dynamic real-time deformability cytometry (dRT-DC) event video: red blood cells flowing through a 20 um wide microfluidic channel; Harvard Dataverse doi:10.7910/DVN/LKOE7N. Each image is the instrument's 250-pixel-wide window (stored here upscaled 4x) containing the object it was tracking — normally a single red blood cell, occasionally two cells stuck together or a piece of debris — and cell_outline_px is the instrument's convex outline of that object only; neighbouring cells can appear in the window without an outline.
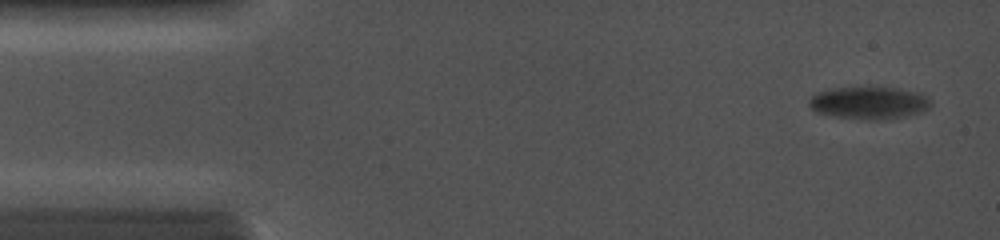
{"species": "common noctule bat (a hibernating species)", "species_latin": "Nyctalus noctula", "temperature_condition": "cold", "stored_images_in_passage": 33, "camera_frame_rate_fps": 5000, "um_per_image_px": 0.085, "animal": {"sex": "female", "body_mass_g": 19.0, "forearm_length_mm": 56.7}, "frame": {"image": 1, "passage_image": 1, "time_ms": 0.0, "image_size_px": [1000, 240], "cell_outline_px": [[932, 104], [928, 108], [920, 112], [904, 116], [876, 120], [872, 120], [836, 116], [816, 112], [808, 104], [808, 100], [816, 92], [832, 88], [900, 88], [916, 92], [932, 100]], "centroid_in_image_um": [73.85, 8.74], "position_along_channel_um": 11.1, "area_um2": 22.66}}
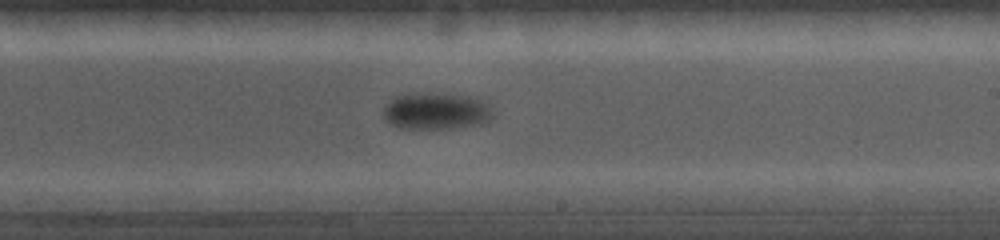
{"frame": {"image": 2, "passage_image": 20, "time_ms": 8.2, "image_size_px": [1000, 240], "cell_outline_px": [[492, 116], [484, 124], [452, 128], [400, 128], [388, 124], [384, 116], [384, 108], [396, 96], [408, 92], [432, 92], [476, 96], [484, 100], [488, 104], [492, 112]], "centroid_in_image_um": [37.1, 9.41], "position_along_channel_um": 251.9, "area_um2": 23.99}}
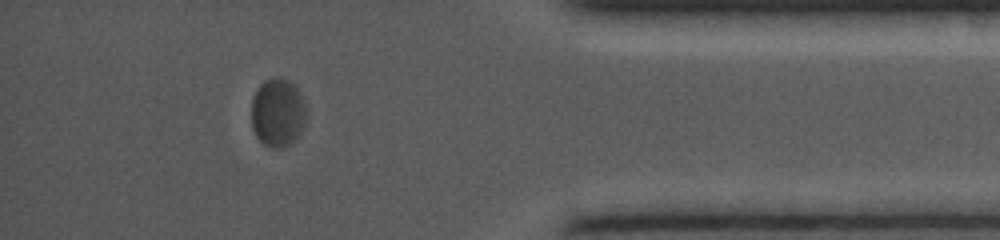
{"frame": {"image": 3, "passage_image": 30, "time_ms": 12.4, "image_size_px": [1000, 240], "cell_outline_px": [[304, 128], [288, 144], [280, 148], [272, 148], [264, 144], [256, 136], [252, 128], [252, 96], [256, 88], [264, 80], [288, 80], [296, 84], [304, 100]], "centroid_in_image_um": [23.58, 9.57], "position_along_channel_um": 411.6, "area_um2": 21.62}}